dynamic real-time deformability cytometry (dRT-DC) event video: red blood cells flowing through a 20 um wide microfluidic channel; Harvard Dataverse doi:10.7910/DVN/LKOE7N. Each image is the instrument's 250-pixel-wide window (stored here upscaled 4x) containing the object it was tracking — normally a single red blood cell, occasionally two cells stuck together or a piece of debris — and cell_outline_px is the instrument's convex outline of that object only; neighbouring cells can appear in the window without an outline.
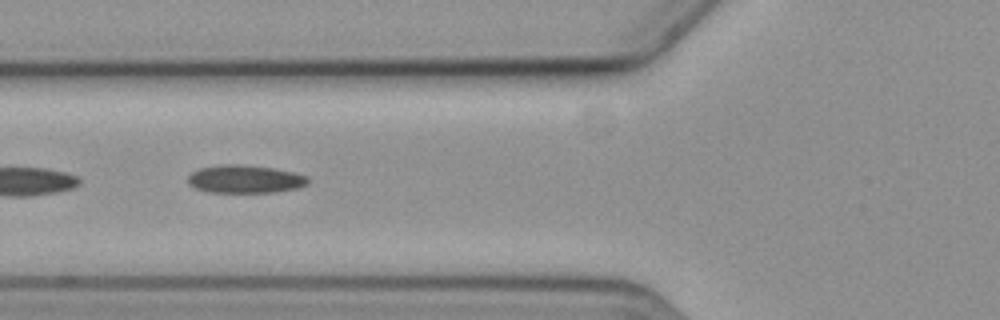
{"species": "common noctule bat (a hibernating species)", "species_latin": "Nyctalus noctula", "temperature_condition": "cold", "stored_images_in_passage": 5, "camera_frame_rate_fps": 3000, "um_per_image_px": 0.085, "animal": {"sex": "female", "body_mass_g": 19.3, "forearm_length_mm": 54.1}, "frame": {"image": 1, "passage_image": 5, "time_ms": 5.333, "image_size_px": [1000, 320], "cell_outline_px": [[308, 184], [300, 188], [276, 192], [208, 192], [196, 188], [188, 184], [188, 176], [192, 172], [200, 168], [224, 164], [240, 164], [272, 168], [292, 172], [308, 176]], "centroid_in_image_um": [20.84, 15.23], "position_along_channel_um": 105.0, "area_um2": 19.59}}